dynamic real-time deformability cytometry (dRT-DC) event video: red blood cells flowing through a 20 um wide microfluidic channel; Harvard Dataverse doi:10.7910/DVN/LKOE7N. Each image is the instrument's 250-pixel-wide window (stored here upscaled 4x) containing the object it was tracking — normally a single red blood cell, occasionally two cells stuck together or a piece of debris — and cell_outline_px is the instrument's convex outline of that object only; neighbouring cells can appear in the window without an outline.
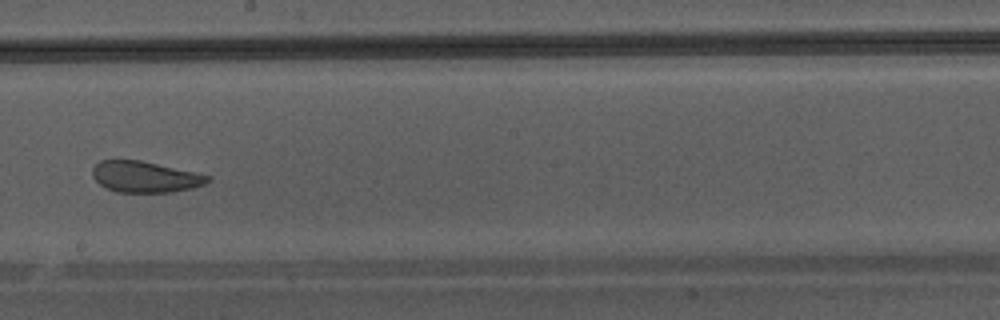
{"species": "Egyptian fruit bat (a non-hibernating species)", "species_latin": "Rousettus aegyptiacus", "temperature_condition": "warm", "stored_images_in_passage": 35, "camera_frame_rate_fps": 3000, "um_per_image_px": 0.085, "animal": {"sex": "male"}, "frame": {"image": 1, "passage_image": 16, "time_ms": 5.0, "image_size_px": [1000, 320], "cell_outline_px": [[212, 180], [204, 184], [192, 188], [172, 192], [116, 192], [100, 184], [92, 176], [92, 168], [100, 160], [140, 160], [196, 172], [212, 176]], "centroid_in_image_um": [12.36, 15.03], "position_along_channel_um": 235.8, "area_um2": 20.92}}